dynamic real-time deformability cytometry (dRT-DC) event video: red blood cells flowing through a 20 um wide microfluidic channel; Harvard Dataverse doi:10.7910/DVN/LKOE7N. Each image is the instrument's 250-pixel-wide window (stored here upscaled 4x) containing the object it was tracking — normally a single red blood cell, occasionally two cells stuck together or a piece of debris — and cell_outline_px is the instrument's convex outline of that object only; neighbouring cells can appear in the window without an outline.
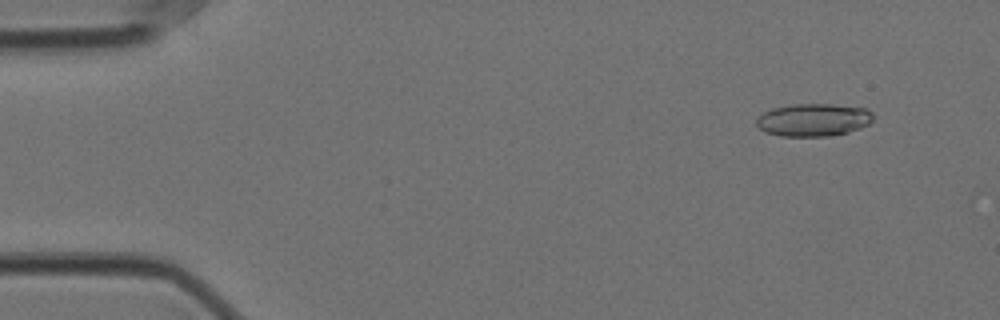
{"species": "Egyptian fruit bat (a non-hibernating species)", "species_latin": "Rousettus aegyptiacus", "temperature_condition": "cold", "stored_images_in_passage": 57, "camera_frame_rate_fps": 3000, "um_per_image_px": 0.085, "animal": {"sex": "female"}, "frame": {"image": 1, "passage_image": 5, "time_ms": 1.333, "image_size_px": [1000, 320], "cell_outline_px": [[872, 120], [868, 124], [860, 128], [848, 132], [828, 136], [780, 136], [764, 132], [756, 124], [756, 116], [772, 108], [792, 104], [828, 104], [864, 108], [872, 112]], "centroid_in_image_um": [69.09, 10.19], "position_along_channel_um": 15.9, "area_um2": 22.25}}
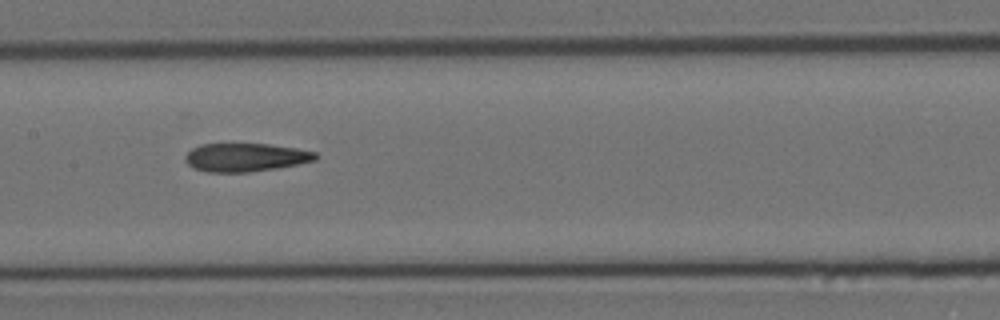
{"frame": {"image": 2, "passage_image": 28, "time_ms": 9.0, "image_size_px": [1000, 320], "cell_outline_px": [[320, 156], [316, 160], [276, 168], [248, 172], [208, 172], [192, 168], [184, 160], [184, 156], [192, 148], [200, 144], [268, 144], [296, 148], [316, 152]], "centroid_in_image_um": [20.85, 13.37], "position_along_channel_um": 186.5, "area_um2": 21.56}}
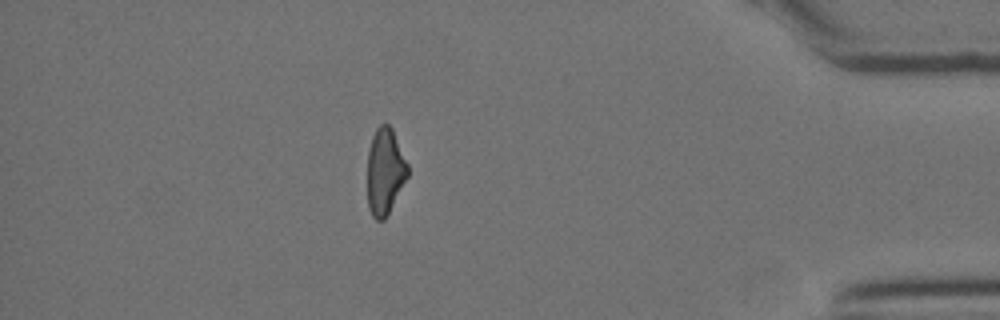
{"frame": {"image": 3, "passage_image": 50, "time_ms": 16.333, "image_size_px": [1000, 320], "cell_outline_px": [[408, 176], [388, 216], [384, 220], [376, 220], [372, 216], [368, 208], [368, 148], [372, 136], [376, 128], [380, 124], [388, 124], [392, 128], [408, 164]], "centroid_in_image_um": [32.72, 14.59], "position_along_channel_um": 402.5, "area_um2": 20.52}, "authors_computed_cell_mechanics": {"area_um2": 22.0796, "velocity_mm_per_s": 3.5376, "shape_relaxation_time_tau1_ms": 9.5965, "shape_relaxation_time_tau2_ms": 4.6078, "deformation_change_tau1": 0.242, "deformation_change_tau2": 0.1652}}